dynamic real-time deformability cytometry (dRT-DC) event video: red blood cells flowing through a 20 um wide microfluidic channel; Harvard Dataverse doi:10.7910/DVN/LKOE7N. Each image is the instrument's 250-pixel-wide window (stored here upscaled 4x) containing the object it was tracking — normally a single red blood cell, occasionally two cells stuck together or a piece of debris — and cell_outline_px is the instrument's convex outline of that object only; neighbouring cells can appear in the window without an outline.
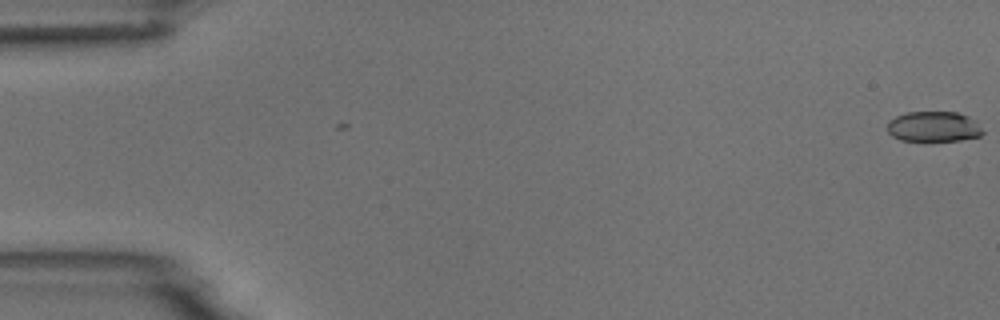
{"species": "common noctule bat (a hibernating species)", "species_latin": "Nyctalus noctula", "temperature_condition": "room temperature", "stored_images_in_passage": 6, "camera_frame_rate_fps": 3000, "um_per_image_px": 0.085, "animal": {"sex": "male", "body_mass_g": 18.8}, "frame": {"image": 1, "passage_image": 1, "time_ms": 0.0, "image_size_px": [1000, 320], "cell_outline_px": [[984, 132], [980, 136], [960, 140], [900, 140], [892, 136], [888, 132], [888, 120], [896, 116], [908, 112], [956, 112], [968, 116], [976, 120]], "centroid_in_image_um": [79.37, 10.75], "position_along_channel_um": 5.6, "area_um2": 16.82}}
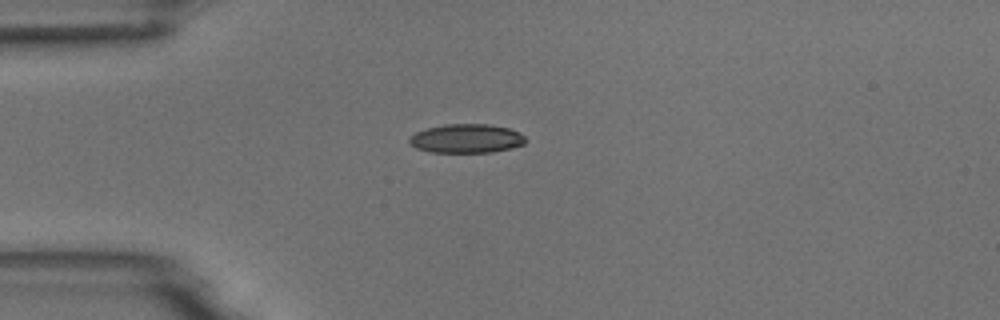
{"frame": {"image": 2, "passage_image": 5, "time_ms": 4.667, "image_size_px": [1000, 320], "cell_outline_px": [[528, 140], [524, 144], [512, 148], [492, 152], [432, 152], [416, 148], [408, 140], [416, 132], [424, 128], [444, 124], [488, 124], [508, 128], [520, 132]], "centroid_in_image_um": [39.68, 11.77], "position_along_channel_um": 45.3, "area_um2": 19.65}}